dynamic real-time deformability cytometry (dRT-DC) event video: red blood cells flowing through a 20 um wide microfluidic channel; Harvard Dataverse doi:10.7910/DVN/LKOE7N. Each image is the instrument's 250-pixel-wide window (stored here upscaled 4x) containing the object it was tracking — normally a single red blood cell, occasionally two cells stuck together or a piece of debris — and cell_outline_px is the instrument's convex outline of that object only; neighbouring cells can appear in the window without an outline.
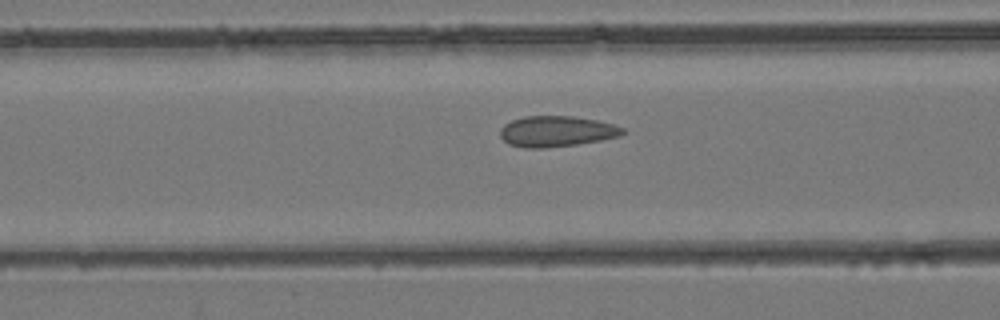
{"species": "common noctule bat (a hibernating species)", "species_latin": "Nyctalus noctula", "temperature_condition": "room temperature", "stored_images_in_passage": 41, "camera_frame_rate_fps": 3000, "um_per_image_px": 0.085, "animal": {"sex": "female", "body_mass_g": 24.6, "forearm_length_mm": 56.2}, "frame": {"image": 1, "passage_image": 15, "time_ms": 4.667, "image_size_px": [1000, 320], "cell_outline_px": [[624, 132], [620, 136], [600, 140], [576, 144], [544, 148], [524, 148], [508, 144], [500, 136], [500, 128], [504, 124], [512, 120], [524, 116], [572, 116], [596, 120], [612, 124], [624, 128]], "centroid_in_image_um": [47.27, 11.16], "position_along_channel_um": 119.3, "area_um2": 21.91}}
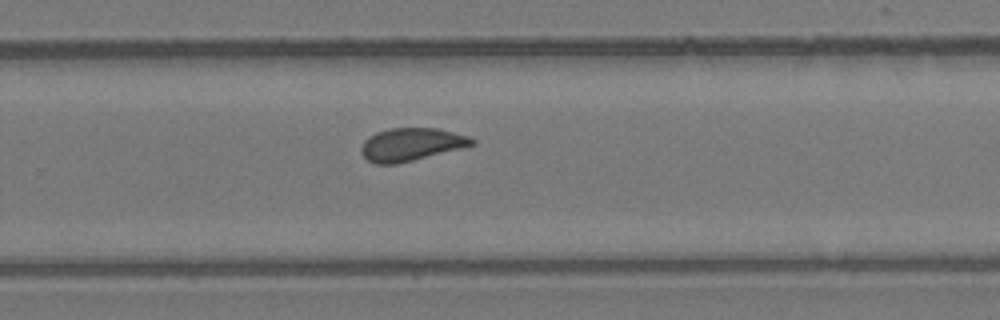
{"frame": {"image": 2, "passage_image": 26, "time_ms": 8.333, "image_size_px": [1000, 320], "cell_outline_px": [[476, 144], [396, 164], [376, 164], [368, 160], [360, 152], [360, 148], [364, 140], [368, 136], [376, 132], [388, 128], [436, 128], [468, 136], [476, 140]], "centroid_in_image_um": [34.91, 12.27], "position_along_channel_um": 294.9, "area_um2": 21.04}}
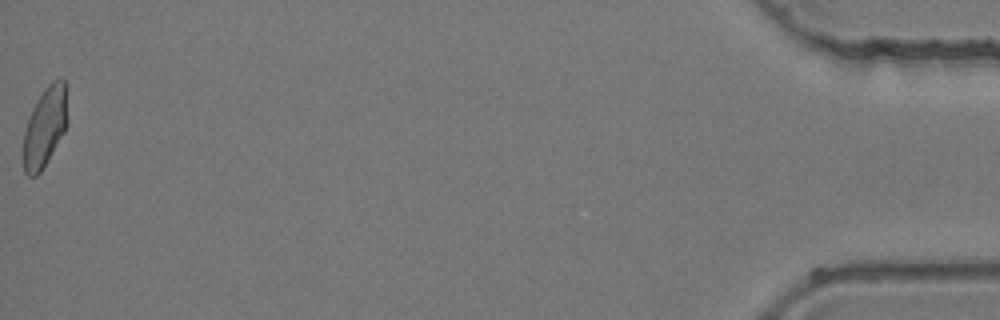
{"frame": {"image": 3, "passage_image": 41, "time_ms": 13.333, "image_size_px": [1000, 320], "cell_outline_px": [[68, 124], [64, 132], [40, 172], [36, 176], [28, 176], [24, 172], [24, 132], [32, 108], [36, 100], [44, 88], [52, 80], [64, 80], [68, 120]], "centroid_in_image_um": [3.82, 10.77], "position_along_channel_um": 431.4, "area_um2": 20.23}}